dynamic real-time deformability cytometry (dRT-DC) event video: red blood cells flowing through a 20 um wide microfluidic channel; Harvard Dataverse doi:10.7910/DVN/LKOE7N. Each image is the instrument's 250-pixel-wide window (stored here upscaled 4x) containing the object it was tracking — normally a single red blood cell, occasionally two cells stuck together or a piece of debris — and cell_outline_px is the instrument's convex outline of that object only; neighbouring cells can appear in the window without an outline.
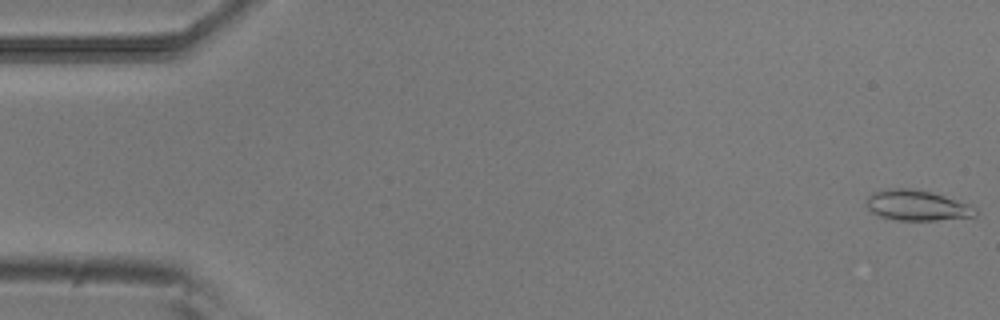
{"species": "common noctule bat (a hibernating species)", "species_latin": "Nyctalus noctula", "temperature_condition": "room temperature", "stored_images_in_passage": 52, "camera_frame_rate_fps": 3000, "um_per_image_px": 0.085, "animal": {"sex": "male", "body_mass_g": 20.5, "forearm_length_mm": 52.5}, "frame": {"image": 1, "passage_image": 1, "time_ms": 0.0, "image_size_px": [1000, 320], "cell_outline_px": [[976, 216], [936, 220], [896, 220], [880, 216], [872, 212], [868, 208], [868, 196], [872, 192], [892, 188], [912, 188], [944, 196], [968, 204], [976, 208]], "centroid_in_image_um": [77.93, 17.46], "position_along_channel_um": 7.1, "area_um2": 19.02}}
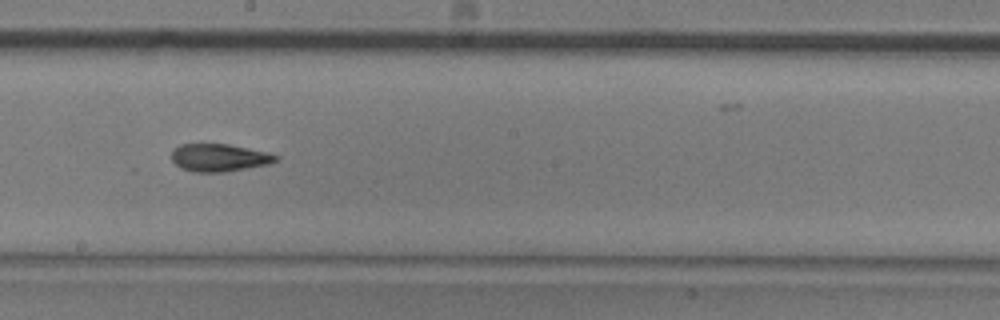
{"frame": {"image": 2, "passage_image": 29, "time_ms": 9.333, "image_size_px": [1000, 320], "cell_outline_px": [[280, 156], [276, 160], [268, 164], [224, 172], [192, 172], [180, 168], [172, 160], [172, 148], [180, 144], [228, 144], [268, 152]], "centroid_in_image_um": [18.6, 13.4], "position_along_channel_um": 229.6, "area_um2": 16.82}}
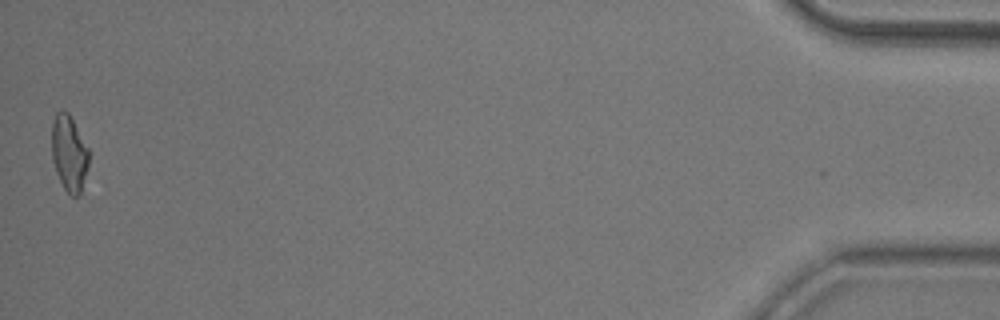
{"frame": {"image": 3, "passage_image": 52, "time_ms": 17.0, "image_size_px": [1000, 320], "cell_outline_px": [[88, 168], [80, 192], [76, 196], [72, 196], [64, 188], [56, 172], [52, 160], [52, 124], [56, 112], [68, 112], [88, 148]], "centroid_in_image_um": [5.86, 13.03], "position_along_channel_um": 429.3, "area_um2": 16.07}, "authors_computed_cell_mechanics": {"area_um2": 17.1088, "velocity_mm_per_s": 3.8594, "shape_relaxation_time_tau1_ms": 9.1372, "shape_relaxation_time_tau2_ms": 4.5765, "deformation_change_tau1": 0.2197, "deformation_change_tau2": 0.1477}}